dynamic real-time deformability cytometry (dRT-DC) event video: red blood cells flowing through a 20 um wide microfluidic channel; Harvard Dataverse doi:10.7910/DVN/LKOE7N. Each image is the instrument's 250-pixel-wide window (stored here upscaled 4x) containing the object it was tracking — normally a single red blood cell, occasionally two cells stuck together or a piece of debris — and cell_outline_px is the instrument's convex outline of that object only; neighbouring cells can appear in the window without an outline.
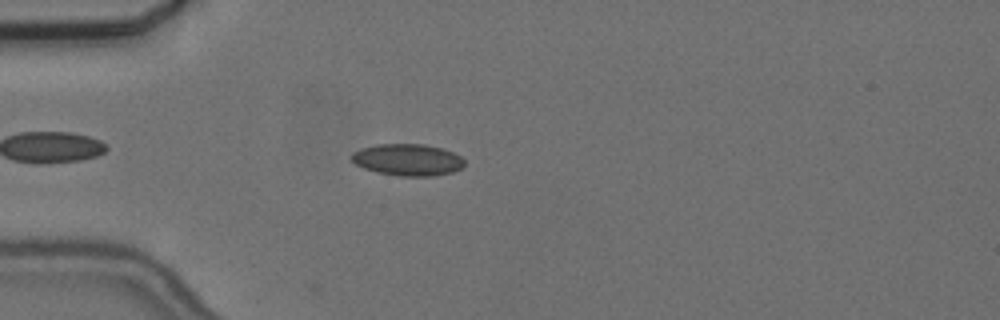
{"species": "common noctule bat (a hibernating species)", "species_latin": "Nyctalus noctula", "temperature_condition": "cold", "stored_images_in_passage": 45, "camera_frame_rate_fps": 3000, "um_per_image_px": 0.085, "animal": {"sex": "female", "body_mass_g": 24.6, "forearm_length_mm": 56.2}, "frame": {"image": 1, "passage_image": 7, "time_ms": 2.0, "image_size_px": [1000, 320], "cell_outline_px": [[464, 164], [460, 168], [452, 172], [432, 176], [400, 176], [376, 172], [364, 168], [356, 164], [352, 160], [352, 152], [360, 148], [376, 144], [424, 144], [444, 148], [460, 156], [464, 160]], "centroid_in_image_um": [34.64, 13.57], "position_along_channel_um": 50.4, "area_um2": 20.92}}
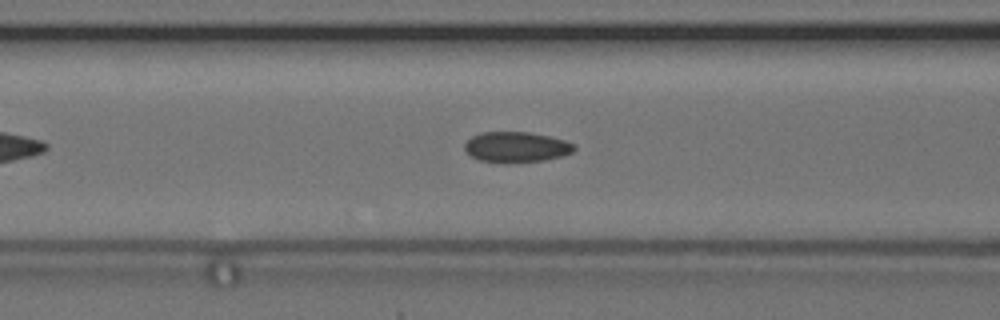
{"frame": {"image": 2, "passage_image": 14, "time_ms": 4.333, "image_size_px": [1000, 320], "cell_outline_px": [[576, 148], [572, 152], [560, 156], [544, 160], [480, 160], [472, 156], [464, 148], [464, 144], [472, 136], [480, 132], [528, 132], [548, 136], [564, 140], [576, 144]], "centroid_in_image_um": [43.91, 12.45], "position_along_channel_um": 122.7, "area_um2": 18.61}}
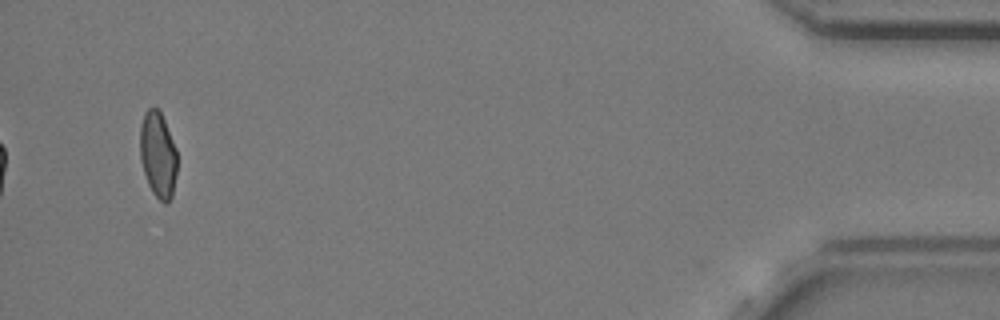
{"frame": {"image": 3, "passage_image": 45, "time_ms": 14.667, "image_size_px": [1000, 320], "cell_outline_px": [[176, 176], [172, 196], [168, 204], [164, 204], [152, 192], [148, 184], [140, 160], [140, 124], [144, 112], [148, 108], [156, 108], [160, 112], [164, 120], [176, 148]], "centroid_in_image_um": [13.41, 13.17], "position_along_channel_um": 421.8, "area_um2": 18.61}, "authors_computed_cell_mechanics": {"area_um2": 19.652, "velocity_mm_per_s": 3.6565, "shape_relaxation_time_tau1_ms": 6.1626, "shape_relaxation_time_tau2_ms": 4.0663, "deformation_change_tau1": 0.1151, "deformation_change_tau2": 0.0722}}